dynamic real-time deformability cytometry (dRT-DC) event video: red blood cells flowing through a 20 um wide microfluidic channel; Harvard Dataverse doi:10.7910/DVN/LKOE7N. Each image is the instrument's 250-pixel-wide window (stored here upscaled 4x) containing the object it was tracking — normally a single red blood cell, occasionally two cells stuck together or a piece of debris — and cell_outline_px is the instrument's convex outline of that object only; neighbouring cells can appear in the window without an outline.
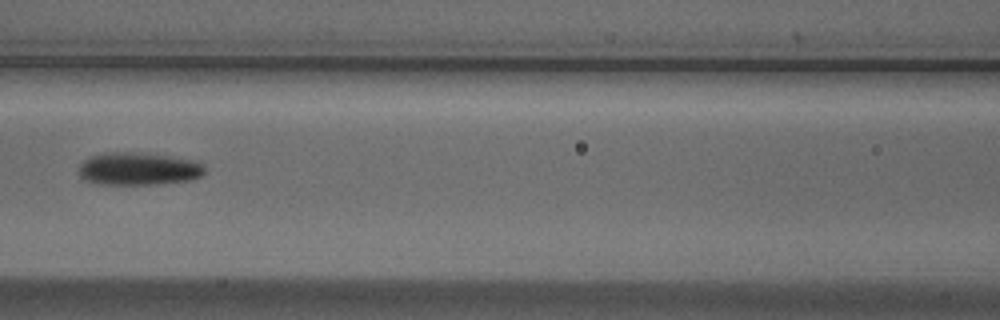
{"species": "Egyptian fruit bat (a non-hibernating species)", "species_latin": "Rousettus aegyptiacus", "temperature_condition": "cold", "stored_images_in_passage": 7, "camera_frame_rate_fps": 3000, "um_per_image_px": 0.085, "animal": {"sex": "male"}, "frame": {"image": 1, "passage_image": 7, "time_ms": 2.0, "image_size_px": [1000, 320], "cell_outline_px": [[204, 176], [192, 180], [152, 184], [100, 184], [84, 180], [80, 176], [80, 164], [88, 156], [104, 152], [136, 152], [172, 156], [200, 160], [204, 164]], "centroid_in_image_um": [11.82, 14.33], "position_along_channel_um": 154.8, "area_um2": 24.45}}